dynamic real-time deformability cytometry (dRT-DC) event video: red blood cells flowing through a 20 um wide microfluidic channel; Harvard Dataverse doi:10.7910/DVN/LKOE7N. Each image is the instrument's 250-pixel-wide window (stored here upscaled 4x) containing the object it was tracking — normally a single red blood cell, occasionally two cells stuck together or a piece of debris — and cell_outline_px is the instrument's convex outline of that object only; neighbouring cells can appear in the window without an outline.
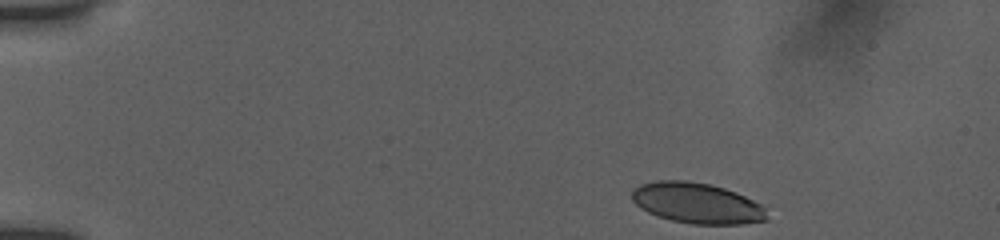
{"species": "human", "species_latin": "Homo sapiens", "temperature_condition": "room temperature", "stored_images_in_passage": 46, "camera_frame_rate_fps": 3000, "um_per_image_px": 0.085, "donor": {"sex": "female"}, "frame": {"image": 1, "passage_image": 1, "time_ms": 0.0, "image_size_px": [1000, 240], "cell_outline_px": [[768, 220], [740, 224], [692, 224], [672, 220], [648, 212], [640, 208], [632, 200], [632, 188], [640, 184], [656, 180], [684, 180], [712, 184], [736, 192], [760, 204], [764, 208]], "centroid_in_image_um": [59.21, 17.25], "position_along_channel_um": 25.8, "area_um2": 31.96}}
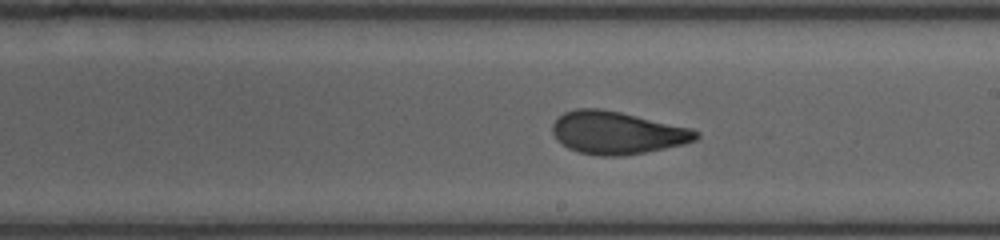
{"frame": {"image": 2, "passage_image": 25, "time_ms": 8.0, "image_size_px": [1000, 240], "cell_outline_px": [[700, 136], [696, 140], [684, 144], [644, 152], [620, 156], [600, 156], [580, 152], [568, 148], [556, 140], [552, 132], [552, 124], [564, 112], [576, 108], [600, 108], [620, 112], [692, 128], [700, 132]], "centroid_in_image_um": [52.45, 11.28], "position_along_channel_um": 236.6, "area_um2": 35.66}}
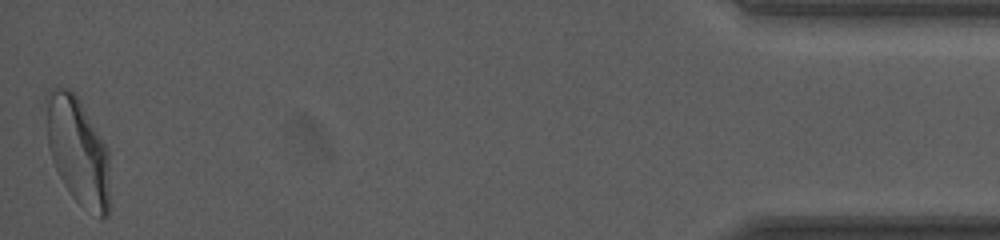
{"frame": {"image": 3, "passage_image": 46, "time_ms": 15.0, "image_size_px": [1000, 240], "cell_outline_px": [[108, 216], [100, 216], [80, 204], [72, 196], [64, 184], [56, 168], [48, 148], [44, 100], [44, 96], [48, 88], [56, 84], [68, 88], [76, 96], [108, 148]], "centroid_in_image_um": [6.55, 12.71], "position_along_channel_um": 428.6, "area_um2": 39.65}, "authors_computed_cell_mechanics": {"area_um2": 35.4603, "velocity_mm_per_s": 3.8966, "shape_relaxation_time_tau1_ms": 6.5356, "shape_relaxation_time_tau2_ms": 1.2233, "deformation_change_tau1": 0.2173, "deformation_change_tau2": 0.0783}}